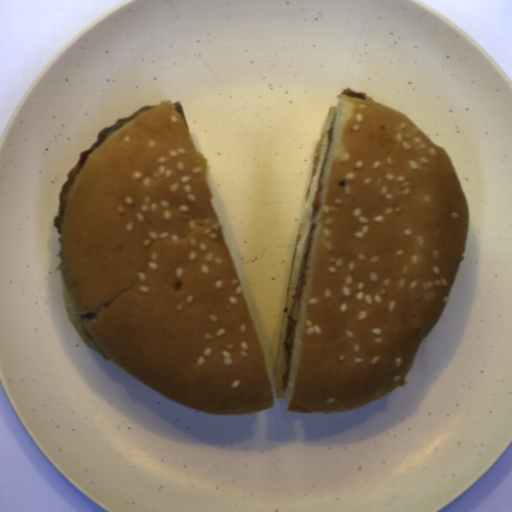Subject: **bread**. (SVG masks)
<instances>
[{"label":"bread","instance_id":"8d2b1439","mask_svg":"<svg viewBox=\"0 0 512 512\" xmlns=\"http://www.w3.org/2000/svg\"><path fill=\"white\" fill-rule=\"evenodd\" d=\"M148 108L90 152L59 235L62 295L84 342L210 415L276 407L242 278L184 116Z\"/></svg>","mask_w":512,"mask_h":512},{"label":"bread","instance_id":"cb027b5d","mask_svg":"<svg viewBox=\"0 0 512 512\" xmlns=\"http://www.w3.org/2000/svg\"><path fill=\"white\" fill-rule=\"evenodd\" d=\"M367 96V95H366ZM320 125L276 350L284 410L341 414L398 387L435 329L464 260L470 204L457 167L401 110L345 93ZM321 208L313 207L333 114ZM316 225L301 297L308 232ZM293 298V299H292ZM296 322L290 379L285 328Z\"/></svg>","mask_w":512,"mask_h":512}]
</instances>
